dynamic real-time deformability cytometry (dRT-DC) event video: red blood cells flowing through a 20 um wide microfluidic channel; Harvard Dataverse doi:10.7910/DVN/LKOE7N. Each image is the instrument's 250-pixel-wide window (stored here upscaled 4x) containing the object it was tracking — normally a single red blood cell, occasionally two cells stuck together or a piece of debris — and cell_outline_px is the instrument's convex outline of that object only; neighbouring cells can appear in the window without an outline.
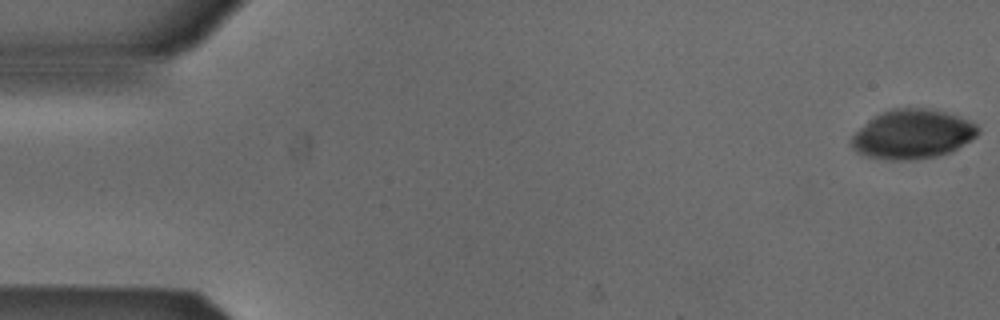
{"species": "Egyptian fruit bat (a non-hibernating species)", "species_latin": "Rousettus aegyptiacus", "temperature_condition": "cold", "stored_images_in_passage": 53, "camera_frame_rate_fps": 3000, "um_per_image_px": 0.085, "animal": {"sex": "male"}, "frame": {"image": 1, "passage_image": 1, "time_ms": 0.0, "image_size_px": [1000, 320], "cell_outline_px": [[980, 132], [976, 136], [952, 152], [940, 156], [916, 160], [888, 160], [868, 156], [852, 148], [852, 136], [868, 120], [880, 112], [892, 108], [928, 108], [944, 112], [972, 120], [980, 128]], "centroid_in_image_um": [77.61, 11.41], "position_along_channel_um": 7.4, "area_um2": 36.53}}
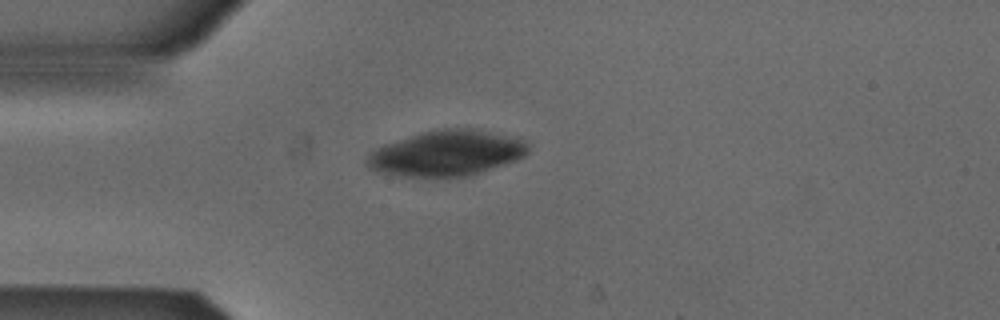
{"frame": {"image": 2, "passage_image": 14, "time_ms": 4.333, "image_size_px": [1000, 320], "cell_outline_px": [[528, 152], [524, 156], [516, 160], [468, 176], [436, 180], [404, 176], [380, 172], [368, 168], [364, 164], [364, 160], [368, 152], [372, 148], [384, 144], [424, 132], [444, 128], [472, 128], [524, 140], [528, 144]], "centroid_in_image_um": [37.87, 13.07], "position_along_channel_um": 47.1, "area_um2": 43.35}}
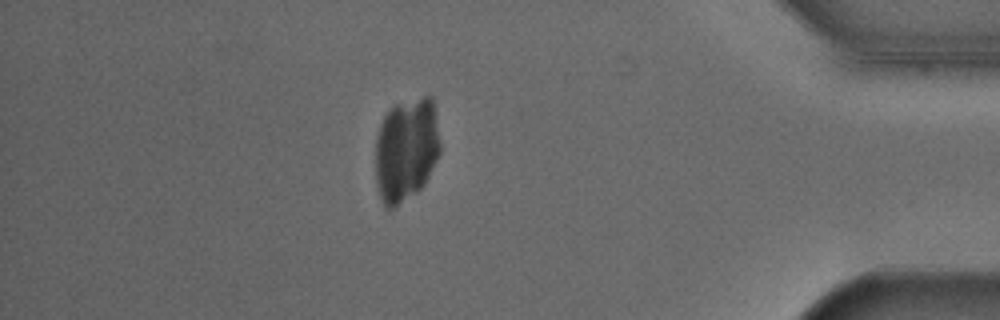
{"frame": {"image": 3, "passage_image": 46, "time_ms": 15.0, "image_size_px": [1000, 320], "cell_outline_px": [[440, 152], [424, 184], [416, 192], [396, 208], [384, 208], [380, 196], [376, 180], [376, 136], [380, 124], [384, 116], [396, 104], [424, 96], [432, 96], [440, 144]], "centroid_in_image_um": [34.51, 12.74], "position_along_channel_um": 400.7, "area_um2": 39.02}}